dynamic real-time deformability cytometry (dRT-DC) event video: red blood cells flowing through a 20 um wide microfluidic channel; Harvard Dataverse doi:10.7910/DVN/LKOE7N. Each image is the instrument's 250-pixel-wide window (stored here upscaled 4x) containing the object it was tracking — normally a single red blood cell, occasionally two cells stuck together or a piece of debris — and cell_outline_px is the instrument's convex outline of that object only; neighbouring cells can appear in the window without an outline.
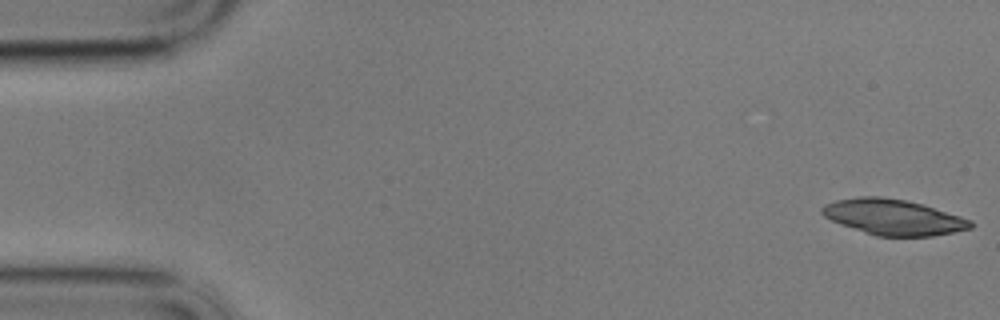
{"species": "common noctule bat (a hibernating species)", "species_latin": "Nyctalus noctula", "temperature_condition": "cold", "stored_images_in_passage": 17, "camera_frame_rate_fps": 3000, "um_per_image_px": 0.085, "animal": {"sex": "male", "body_mass_g": 17.9}, "frame": {"image": 1, "passage_image": 1, "time_ms": 0.0, "image_size_px": [1000, 320], "cell_outline_px": [[972, 228], [932, 236], [876, 236], [840, 224], [824, 216], [820, 212], [820, 208], [824, 204], [836, 200], [860, 196], [880, 196], [904, 200], [924, 204], [972, 220]], "centroid_in_image_um": [75.91, 18.45], "position_along_channel_um": 9.1, "area_um2": 30.81}}